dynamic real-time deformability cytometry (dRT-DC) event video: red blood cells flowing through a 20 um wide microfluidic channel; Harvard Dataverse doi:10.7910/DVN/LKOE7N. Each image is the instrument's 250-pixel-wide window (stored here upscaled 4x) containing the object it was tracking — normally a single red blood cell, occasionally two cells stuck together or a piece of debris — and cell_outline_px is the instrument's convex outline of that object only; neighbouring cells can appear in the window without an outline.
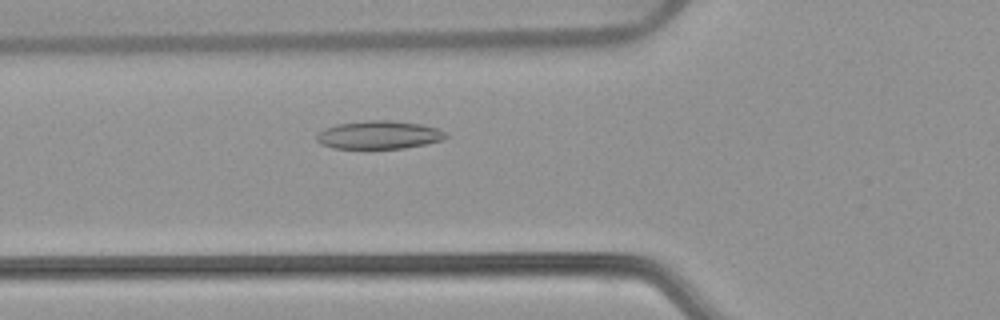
{"species": "common noctule bat (a hibernating species)", "species_latin": "Nyctalus noctula", "temperature_condition": "warm", "stored_images_in_passage": 48, "camera_frame_rate_fps": 3000, "um_per_image_px": 0.085, "animal": {"sex": "female", "body_mass_g": 22.7, "forearm_length_mm": 54.2}, "frame": {"image": 1, "passage_image": 16, "time_ms": 5.0, "image_size_px": [1000, 320], "cell_outline_px": [[448, 136], [444, 140], [404, 148], [332, 148], [320, 144], [316, 140], [316, 136], [324, 128], [336, 124], [368, 120], [392, 120], [420, 124], [436, 128], [444, 132]], "centroid_in_image_um": [32.19, 11.46], "position_along_channel_um": 93.6, "area_um2": 21.15}}
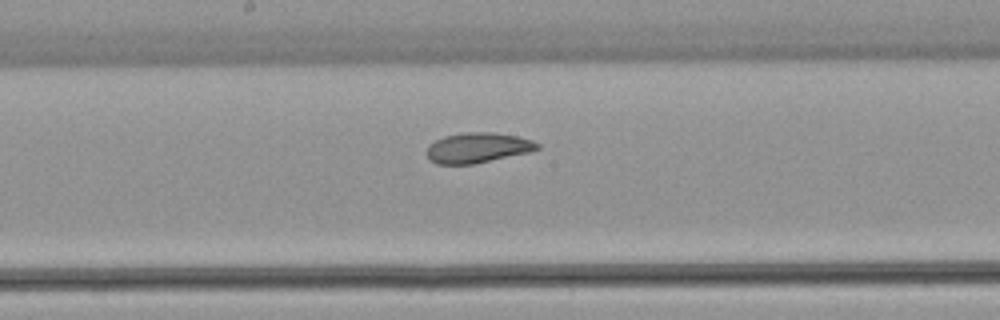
{"frame": {"image": 2, "passage_image": 25, "time_ms": 8.0, "image_size_px": [1000, 320], "cell_outline_px": [[540, 148], [532, 152], [472, 164], [436, 164], [428, 160], [428, 144], [444, 136], [464, 132], [492, 132], [516, 136], [532, 140], [540, 144]], "centroid_in_image_um": [40.62, 12.56], "position_along_channel_um": 207.6, "area_um2": 19.54}}
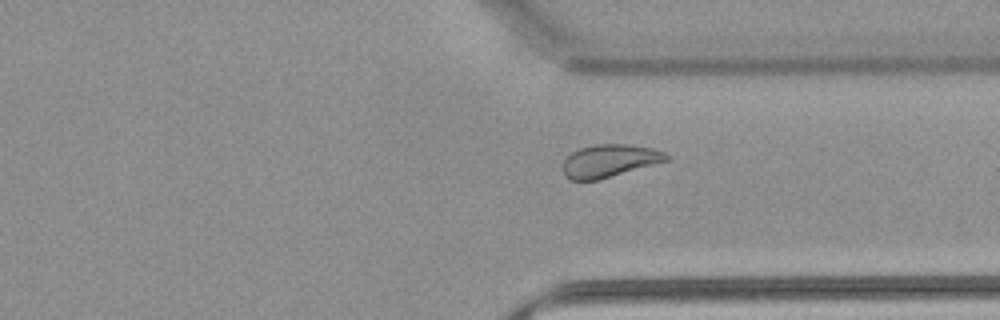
{"frame": {"image": 3, "passage_image": 37, "time_ms": 12.0, "image_size_px": [1000, 320], "cell_outline_px": [[668, 160], [600, 180], [568, 180], [564, 176], [564, 160], [572, 152], [580, 148], [596, 144], [628, 144], [652, 148], [664, 152], [668, 156]], "centroid_in_image_um": [51.79, 13.67], "position_along_channel_um": 359.6, "area_um2": 19.65}, "authors_computed_cell_mechanics": {"area_um2": 20.9525, "velocity_mm_per_s": 3.8, "shape_relaxation_time_tau1_ms": 5.939, "shape_relaxation_time_tau2_ms": 2.0321, "deformation_change_tau1": 0.137, "deformation_change_tau2": 0.071}}